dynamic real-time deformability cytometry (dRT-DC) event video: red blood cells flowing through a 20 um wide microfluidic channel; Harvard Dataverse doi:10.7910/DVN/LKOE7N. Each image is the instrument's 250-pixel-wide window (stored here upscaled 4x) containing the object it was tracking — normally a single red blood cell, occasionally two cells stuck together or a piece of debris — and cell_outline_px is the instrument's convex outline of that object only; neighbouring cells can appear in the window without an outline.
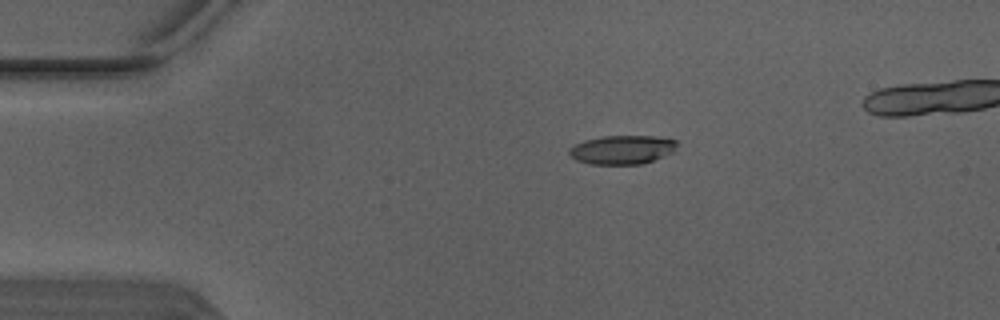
{"species": "Egyptian fruit bat (a non-hibernating species)", "species_latin": "Rousettus aegyptiacus", "temperature_condition": "warm", "stored_images_in_passage": 4, "camera_frame_rate_fps": 3000, "um_per_image_px": 0.085, "animal": {"sex": "male"}, "frame": {"image": 1, "passage_image": 2, "time_ms": 0.333, "image_size_px": [1000, 320], "cell_outline_px": [[676, 144], [672, 152], [664, 156], [644, 164], [588, 164], [576, 160], [568, 152], [568, 148], [584, 140], [600, 136], [660, 136], [676, 140]], "centroid_in_image_um": [52.87, 12.72], "position_along_channel_um": 32.1, "area_um2": 18.21}}